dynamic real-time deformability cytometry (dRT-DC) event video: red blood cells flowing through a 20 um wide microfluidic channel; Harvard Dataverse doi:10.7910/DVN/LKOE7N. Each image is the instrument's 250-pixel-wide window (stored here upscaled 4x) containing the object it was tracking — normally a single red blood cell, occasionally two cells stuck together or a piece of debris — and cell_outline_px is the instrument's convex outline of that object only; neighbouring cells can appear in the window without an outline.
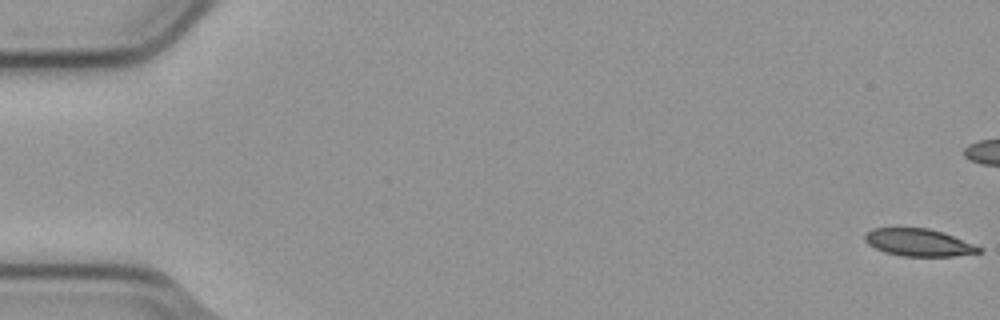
{"species": "common noctule bat (a hibernating species)", "species_latin": "Nyctalus noctula", "temperature_condition": "cold", "stored_images_in_passage": 7, "camera_frame_rate_fps": 3000, "um_per_image_px": 0.085, "animal": {"sex": "male", "body_mass_g": 23.1, "forearm_length_mm": 52.7}, "frame": {"image": 1, "passage_image": 1, "time_ms": 0.0, "image_size_px": [1000, 320], "cell_outline_px": [[980, 252], [956, 256], [904, 256], [884, 252], [868, 244], [864, 240], [864, 236], [872, 228], [928, 228], [952, 236], [972, 244], [980, 248]], "centroid_in_image_um": [78.03, 20.61], "position_along_channel_um": 7.0, "area_um2": 17.8}}